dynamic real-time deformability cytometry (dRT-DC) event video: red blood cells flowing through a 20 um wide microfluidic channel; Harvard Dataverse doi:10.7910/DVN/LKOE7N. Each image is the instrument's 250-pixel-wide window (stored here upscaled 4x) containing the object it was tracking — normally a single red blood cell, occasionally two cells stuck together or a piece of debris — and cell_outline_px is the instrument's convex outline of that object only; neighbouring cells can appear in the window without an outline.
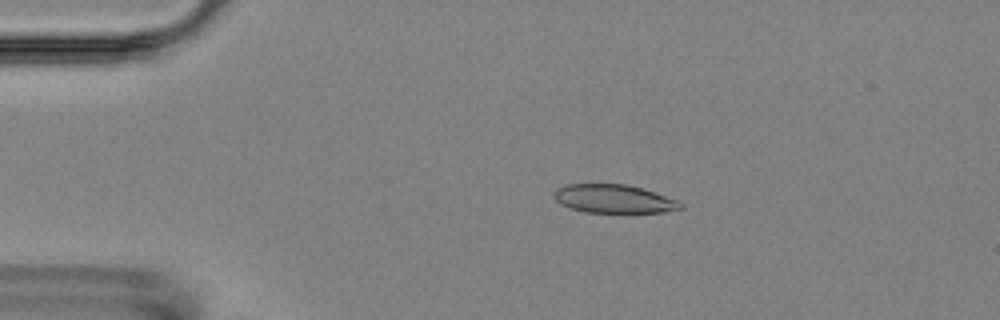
{"species": "Egyptian fruit bat (a non-hibernating species)", "species_latin": "Rousettus aegyptiacus", "temperature_condition": "room temperature", "stored_images_in_passage": 7, "camera_frame_rate_fps": 3000, "um_per_image_px": 0.085, "animal": {"sex": "female"}, "frame": {"image": 1, "passage_image": 2, "time_ms": 1.333, "image_size_px": [1000, 320], "cell_outline_px": [[684, 208], [664, 212], [584, 212], [560, 204], [552, 196], [552, 192], [556, 188], [564, 184], [624, 184], [640, 188], [680, 200], [684, 204]], "centroid_in_image_um": [52.16, 16.9], "position_along_channel_um": 32.8, "area_um2": 21.1}}
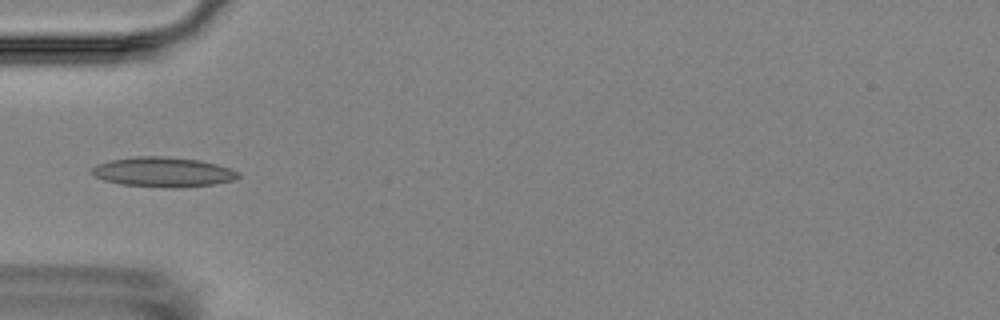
{"frame": {"image": 2, "passage_image": 4, "time_ms": 3.667, "image_size_px": [1000, 320], "cell_outline_px": [[240, 176], [232, 180], [212, 184], [176, 188], [172, 188], [120, 184], [104, 180], [96, 176], [92, 172], [92, 168], [96, 164], [112, 160], [136, 156], [168, 156], [200, 160], [232, 168], [240, 172]], "centroid_in_image_um": [13.89, 14.61], "position_along_channel_um": 71.1, "area_um2": 25.37}}
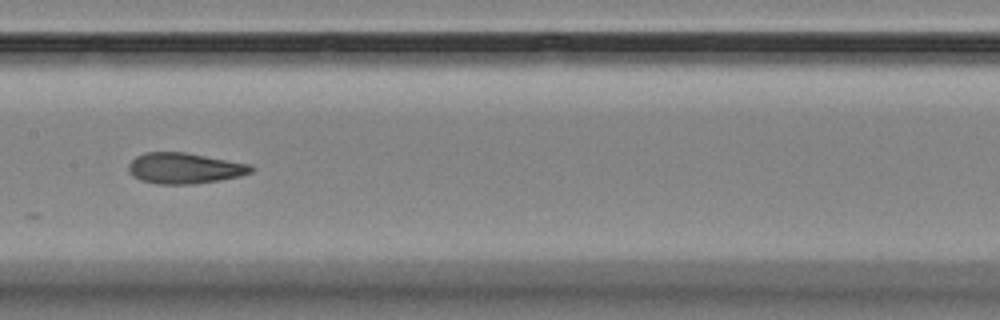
{"frame": {"image": 3, "passage_image": 7, "time_ms": 7.0, "image_size_px": [1000, 320], "cell_outline_px": [[256, 168], [252, 172], [240, 176], [220, 180], [192, 184], [156, 184], [140, 180], [132, 176], [128, 172], [128, 164], [136, 156], [144, 152], [184, 152], [252, 164]], "centroid_in_image_um": [15.68, 14.3], "position_along_channel_um": 191.7, "area_um2": 22.25}}